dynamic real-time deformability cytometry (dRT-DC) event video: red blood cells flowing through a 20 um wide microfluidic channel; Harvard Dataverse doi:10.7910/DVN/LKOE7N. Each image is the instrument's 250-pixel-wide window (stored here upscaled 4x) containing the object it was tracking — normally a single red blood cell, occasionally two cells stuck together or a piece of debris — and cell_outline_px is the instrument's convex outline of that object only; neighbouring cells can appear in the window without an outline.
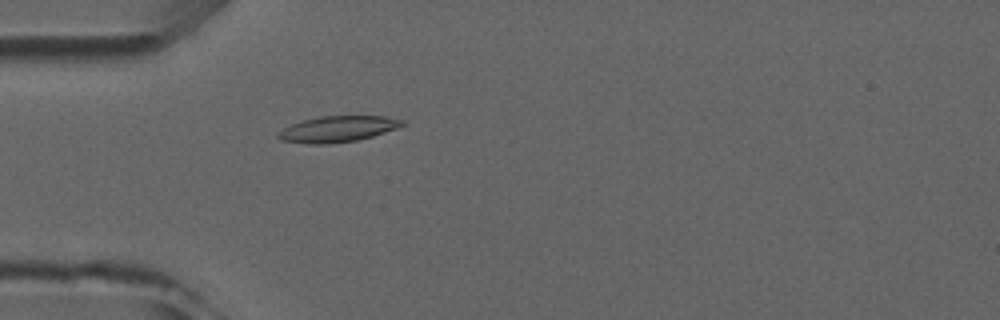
{"species": "common noctule bat (a hibernating species)", "species_latin": "Nyctalus noctula", "temperature_condition": "room temperature", "stored_images_in_passage": 5, "camera_frame_rate_fps": 3000, "um_per_image_px": 0.085, "animal": {"sex": "male", "forearm_length_mm": 52.5}, "frame": {"image": 1, "passage_image": 5, "time_ms": 4.667, "image_size_px": [1000, 320], "cell_outline_px": [[408, 124], [372, 136], [356, 140], [328, 144], [308, 144], [280, 140], [276, 136], [276, 132], [292, 124], [304, 120], [320, 116], [384, 116], [404, 120]], "centroid_in_image_um": [28.69, 10.97], "position_along_channel_um": 56.3, "area_um2": 18.79}}